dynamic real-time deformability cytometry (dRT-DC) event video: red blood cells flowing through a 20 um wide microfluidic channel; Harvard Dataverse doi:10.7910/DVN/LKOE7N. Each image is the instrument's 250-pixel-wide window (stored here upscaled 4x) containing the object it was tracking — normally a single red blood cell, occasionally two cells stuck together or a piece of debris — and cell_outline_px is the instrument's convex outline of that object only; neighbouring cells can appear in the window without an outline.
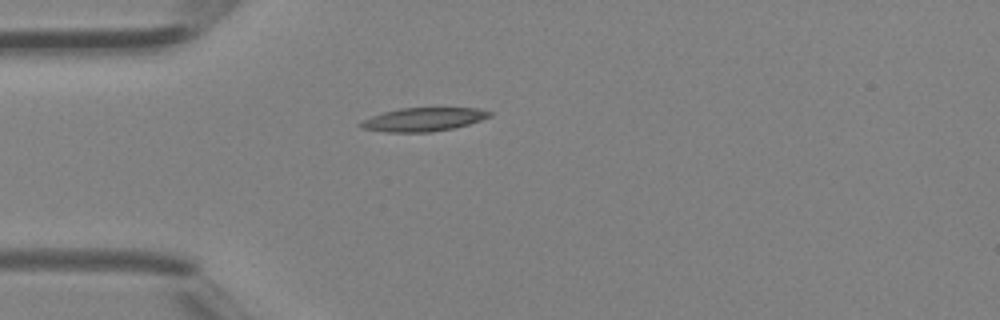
{"species": "Egyptian fruit bat (a non-hibernating species)", "species_latin": "Rousettus aegyptiacus", "temperature_condition": "room temperature", "stored_images_in_passage": 30, "camera_frame_rate_fps": 3000, "um_per_image_px": 0.085, "animal": {"sex": "female"}, "frame": {"image": 1, "passage_image": 1, "time_ms": 0.0, "image_size_px": [1000, 320], "cell_outline_px": [[492, 116], [468, 124], [452, 128], [432, 132], [388, 132], [360, 128], [356, 124], [372, 116], [384, 112], [400, 108], [476, 108], [492, 112]], "centroid_in_image_um": [35.97, 10.15], "position_along_channel_um": 49.0, "area_um2": 17.57}}
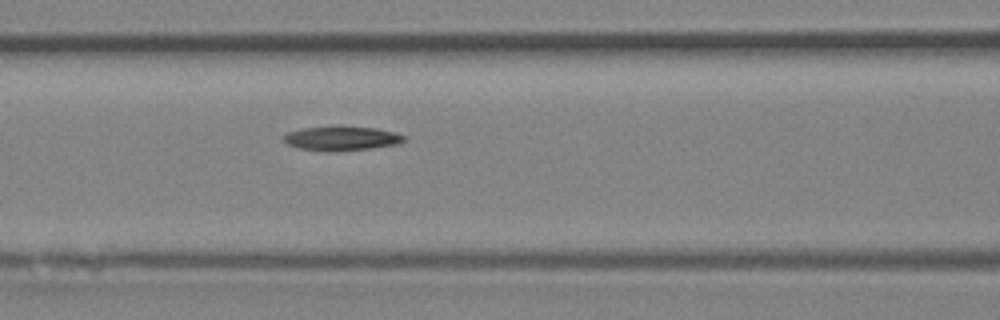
{"frame": {"image": 2, "passage_image": 7, "time_ms": 2.0, "image_size_px": [1000, 320], "cell_outline_px": [[404, 140], [400, 144], [372, 148], [336, 152], [332, 152], [300, 148], [288, 144], [284, 140], [284, 136], [288, 132], [304, 128], [336, 124], [376, 128], [392, 132], [404, 136]], "centroid_in_image_um": [29.04, 11.74], "position_along_channel_um": 137.6, "area_um2": 17.4}}
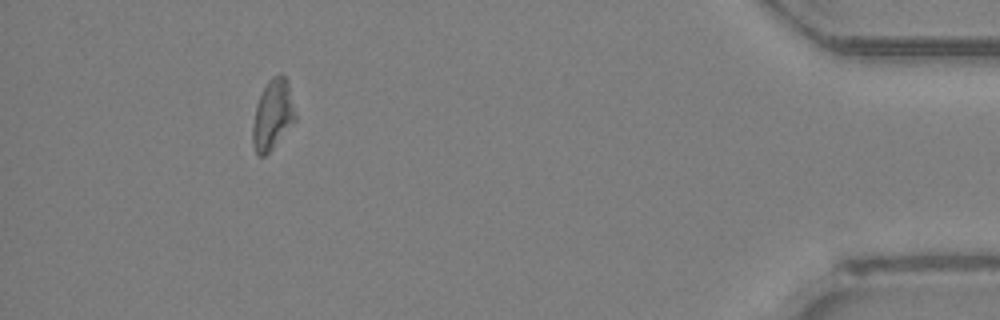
{"frame": {"image": 3, "passage_image": 27, "time_ms": 8.667, "image_size_px": [1000, 320], "cell_outline_px": [[296, 120], [272, 148], [264, 156], [256, 156], [252, 144], [252, 128], [256, 104], [268, 80], [272, 76], [280, 72], [288, 80], [296, 116]], "centroid_in_image_um": [23.17, 9.74], "position_along_channel_um": 412.0, "area_um2": 17.46}}